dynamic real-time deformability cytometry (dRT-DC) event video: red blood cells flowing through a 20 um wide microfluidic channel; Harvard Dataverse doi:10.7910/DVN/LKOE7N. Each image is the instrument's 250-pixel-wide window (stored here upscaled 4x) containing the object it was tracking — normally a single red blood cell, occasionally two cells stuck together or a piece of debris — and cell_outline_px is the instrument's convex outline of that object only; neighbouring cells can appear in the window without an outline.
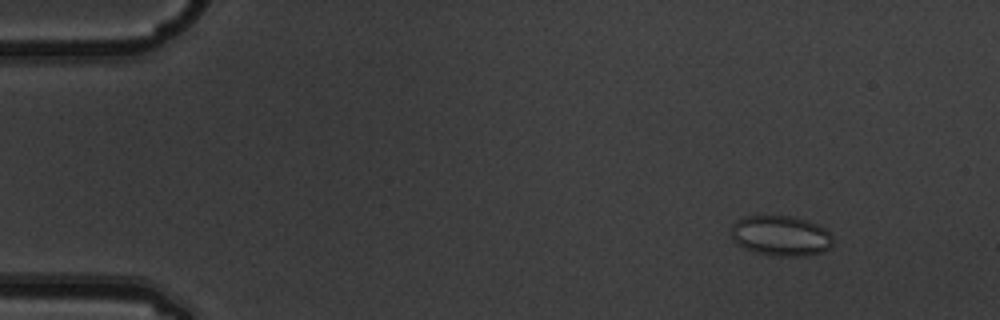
{"species": "common noctule bat (a hibernating species)", "species_latin": "Nyctalus noctula", "temperature_condition": "warm", "stored_images_in_passage": 6, "camera_frame_rate_fps": 3000, "um_per_image_px": 0.085, "animal": {"sex": "male", "body_mass_g": 19.5, "forearm_length_mm": 54.6}, "frame": {"image": 1, "passage_image": 2, "time_ms": 0.333, "image_size_px": [1000, 320], "cell_outline_px": [[832, 248], [824, 252], [808, 256], [768, 256], [744, 248], [736, 244], [732, 236], [732, 224], [736, 220], [744, 216], [792, 216], [808, 220], [824, 228], [832, 236]], "centroid_in_image_um": [66.39, 20.05], "position_along_channel_um": 18.6, "area_um2": 24.22}}
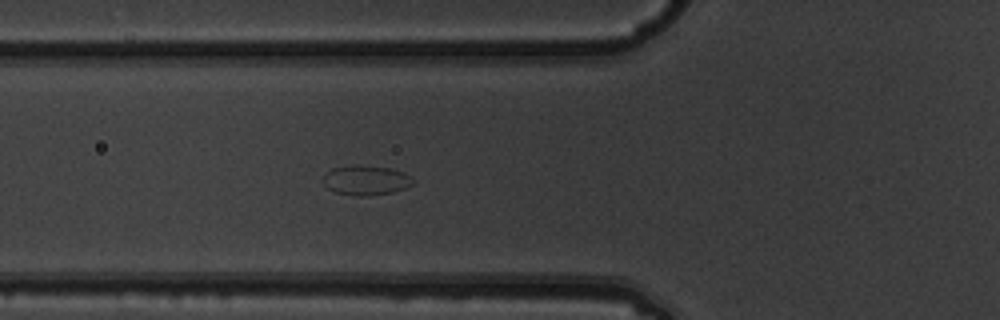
{"frame": {"image": 2, "passage_image": 6, "time_ms": 1.667, "image_size_px": [1000, 320], "cell_outline_px": [[416, 180], [412, 184], [404, 188], [392, 192], [360, 196], [356, 196], [336, 192], [328, 188], [324, 184], [324, 176], [332, 168], [352, 164], [356, 164], [388, 168], [404, 172], [412, 176]], "centroid_in_image_um": [31.12, 15.3], "position_along_channel_um": 94.7, "area_um2": 15.49}}